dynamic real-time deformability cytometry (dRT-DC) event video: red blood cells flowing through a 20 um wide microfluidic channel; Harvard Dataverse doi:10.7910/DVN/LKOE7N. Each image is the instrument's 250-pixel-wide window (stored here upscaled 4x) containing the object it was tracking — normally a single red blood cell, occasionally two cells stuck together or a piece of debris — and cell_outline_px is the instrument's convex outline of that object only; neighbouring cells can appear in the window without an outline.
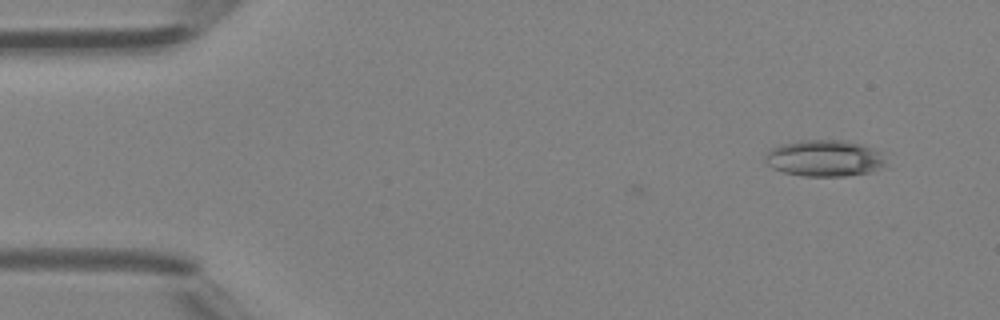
{"species": "Egyptian fruit bat (a non-hibernating species)", "species_latin": "Rousettus aegyptiacus", "temperature_condition": "room temperature", "stored_images_in_passage": 2, "camera_frame_rate_fps": 3000, "um_per_image_px": 0.085, "animal": {"sex": "female"}, "frame": {"image": 1, "passage_image": 2, "time_ms": 0.333, "image_size_px": [1000, 320], "cell_outline_px": [[888, 168], [872, 172], [844, 176], [804, 176], [784, 172], [772, 168], [764, 160], [764, 156], [772, 148], [784, 144], [800, 140], [844, 140], [860, 144], [872, 148], [880, 152]], "centroid_in_image_um": [70.12, 13.46], "position_along_channel_um": 14.9, "area_um2": 25.72}}